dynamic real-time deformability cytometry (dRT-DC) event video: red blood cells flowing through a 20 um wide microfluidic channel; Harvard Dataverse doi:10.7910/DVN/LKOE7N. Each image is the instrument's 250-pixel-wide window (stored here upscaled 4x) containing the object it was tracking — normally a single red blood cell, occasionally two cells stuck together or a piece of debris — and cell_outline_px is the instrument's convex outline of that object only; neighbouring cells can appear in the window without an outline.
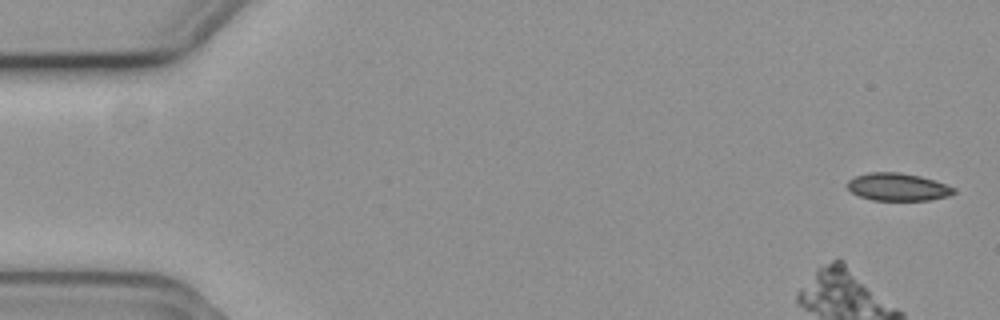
{"species": "common noctule bat (a hibernating species)", "species_latin": "Nyctalus noctula", "temperature_condition": "cold", "stored_images_in_passage": 17, "camera_frame_rate_fps": 3000, "um_per_image_px": 0.085, "animal": {"sex": "female", "body_mass_g": 19.3, "forearm_length_mm": 54.1}, "frame": {"image": 1, "passage_image": 1, "time_ms": 0.0, "image_size_px": [1000, 320], "cell_outline_px": [[956, 192], [948, 196], [928, 200], [872, 200], [860, 196], [852, 192], [848, 188], [848, 180], [856, 176], [868, 172], [900, 172], [920, 176], [956, 188]], "centroid_in_image_um": [76.31, 15.89], "position_along_channel_um": 8.7, "area_um2": 16.99}}